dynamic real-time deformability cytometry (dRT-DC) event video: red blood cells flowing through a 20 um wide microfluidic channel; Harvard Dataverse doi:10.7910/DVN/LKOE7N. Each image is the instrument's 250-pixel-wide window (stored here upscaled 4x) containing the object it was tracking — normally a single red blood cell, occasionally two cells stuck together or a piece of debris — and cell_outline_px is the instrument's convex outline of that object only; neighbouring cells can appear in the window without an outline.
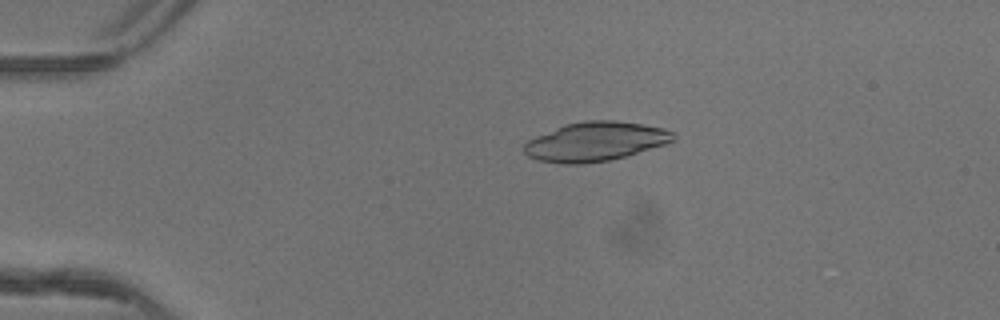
{"species": "common noctule bat (a hibernating species)", "species_latin": "Nyctalus noctula", "temperature_condition": "warm", "stored_images_in_passage": 50, "camera_frame_rate_fps": 3000, "um_per_image_px": 0.085, "animal": {"sex": "female"}, "frame": {"image": 1, "passage_image": 11, "time_ms": 3.333, "image_size_px": [1000, 320], "cell_outline_px": [[676, 140], [664, 144], [624, 156], [608, 160], [580, 164], [564, 164], [536, 160], [528, 156], [524, 152], [524, 144], [528, 140], [536, 136], [564, 124], [584, 120], [616, 120], [664, 128], [672, 132], [676, 136]], "centroid_in_image_um": [50.57, 12.02], "position_along_channel_um": 34.4, "area_um2": 33.87}}